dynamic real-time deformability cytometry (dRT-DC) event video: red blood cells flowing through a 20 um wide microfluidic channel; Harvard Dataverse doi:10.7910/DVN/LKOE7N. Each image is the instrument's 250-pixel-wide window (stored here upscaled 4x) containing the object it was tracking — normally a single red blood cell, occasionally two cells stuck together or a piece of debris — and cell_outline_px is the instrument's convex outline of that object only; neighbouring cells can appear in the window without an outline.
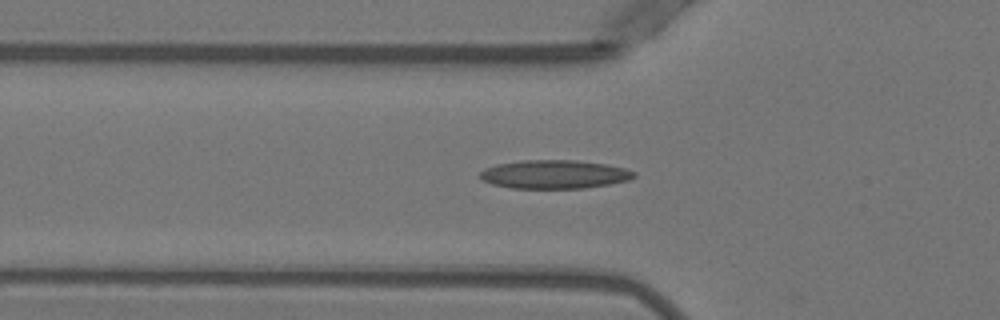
{"species": "Egyptian fruit bat (a non-hibernating species)", "species_latin": "Rousettus aegyptiacus", "temperature_condition": "warm", "stored_images_in_passage": 40, "camera_frame_rate_fps": 3000, "um_per_image_px": 0.085, "animal": {"sex": "female"}, "frame": {"image": 1, "passage_image": 9, "time_ms": 2.667, "image_size_px": [1000, 320], "cell_outline_px": [[636, 176], [628, 180], [608, 184], [584, 188], [508, 188], [492, 184], [480, 180], [480, 172], [484, 168], [496, 164], [524, 160], [576, 160], [604, 164], [624, 168], [636, 172]], "centroid_in_image_um": [47.08, 14.82], "position_along_channel_um": 78.7, "area_um2": 25.66}}
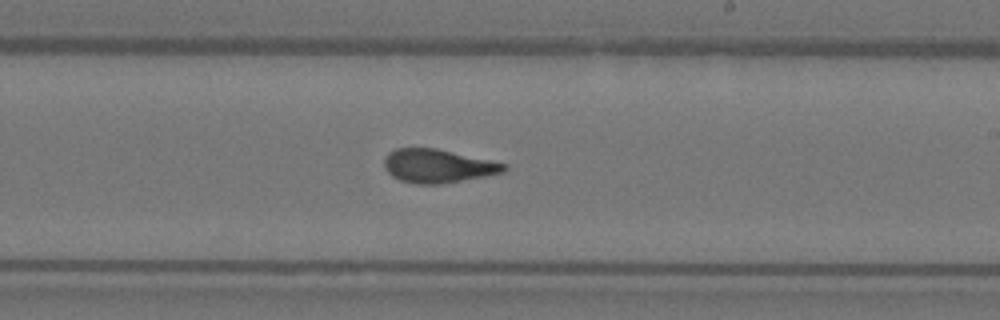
{"frame": {"image": 2, "passage_image": 22, "time_ms": 7.0, "image_size_px": [1000, 320], "cell_outline_px": [[508, 168], [504, 172], [484, 176], [440, 184], [416, 184], [400, 180], [392, 176], [384, 168], [384, 160], [388, 152], [396, 148], [436, 148], [508, 164]], "centroid_in_image_um": [37.2, 14.1], "position_along_channel_um": 251.8, "area_um2": 23.35}}
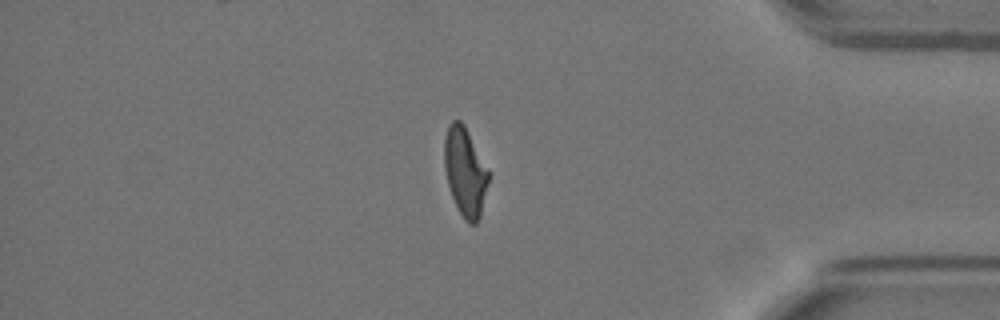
{"frame": {"image": 3, "passage_image": 35, "time_ms": 11.333, "image_size_px": [1000, 320], "cell_outline_px": [[488, 184], [480, 216], [476, 224], [468, 224], [464, 220], [452, 196], [448, 184], [444, 168], [444, 136], [448, 124], [452, 120], [460, 120], [464, 124], [488, 172]], "centroid_in_image_um": [39.5, 14.6], "position_along_channel_um": 395.7, "area_um2": 22.48}, "authors_computed_cell_mechanics": {"area_um2": 23.409, "velocity_mm_per_s": 3.9832, "shape_relaxation_time_tau1_ms": 10.5723, "shape_relaxation_time_tau2_ms": 1.3149, "deformation_change_tau1": 0.3204, "deformation_change_tau2": 0.0888}}